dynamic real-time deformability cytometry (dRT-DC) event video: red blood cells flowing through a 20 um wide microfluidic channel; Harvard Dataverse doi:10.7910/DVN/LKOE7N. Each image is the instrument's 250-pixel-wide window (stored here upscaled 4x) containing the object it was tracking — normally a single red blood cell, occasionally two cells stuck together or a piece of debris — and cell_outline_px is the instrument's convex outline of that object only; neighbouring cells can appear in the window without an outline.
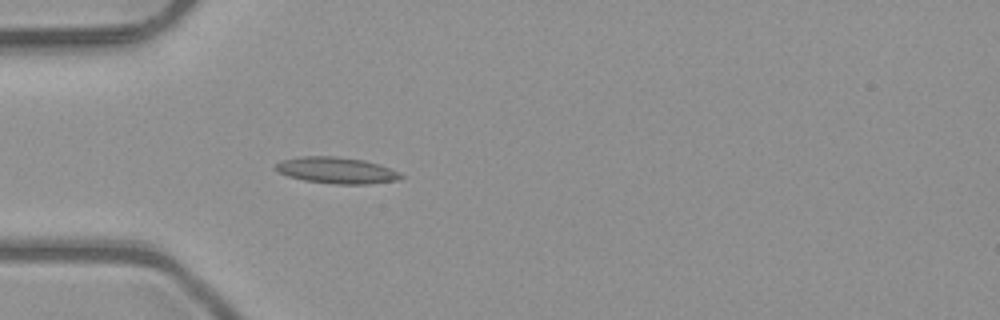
{"species": "common noctule bat (a hibernating species)", "species_latin": "Nyctalus noctula", "temperature_condition": "room temperature", "stored_images_in_passage": 4, "camera_frame_rate_fps": 3000, "um_per_image_px": 0.085, "animal": {"sex": "male", "body_mass_g": 23.1, "forearm_length_mm": 52.7}, "frame": {"image": 1, "passage_image": 4, "time_ms": 1.0, "image_size_px": [1000, 320], "cell_outline_px": [[404, 176], [396, 180], [368, 184], [336, 184], [304, 180], [288, 176], [272, 168], [280, 160], [300, 156], [336, 156], [364, 160], [400, 172]], "centroid_in_image_um": [28.56, 14.47], "position_along_channel_um": 56.4, "area_um2": 19.13}}